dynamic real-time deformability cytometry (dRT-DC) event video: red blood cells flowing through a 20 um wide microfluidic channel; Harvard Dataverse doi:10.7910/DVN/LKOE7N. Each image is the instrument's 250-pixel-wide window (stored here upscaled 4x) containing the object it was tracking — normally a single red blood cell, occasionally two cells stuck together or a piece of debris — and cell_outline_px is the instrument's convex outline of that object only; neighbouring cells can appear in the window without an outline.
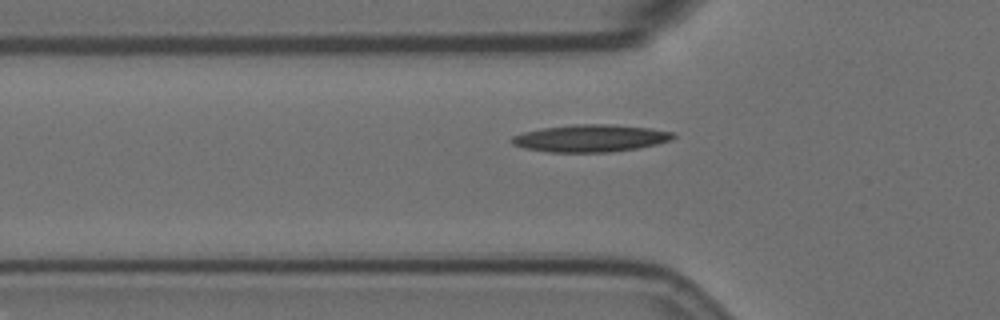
{"species": "Egyptian fruit bat (a non-hibernating species)", "species_latin": "Rousettus aegyptiacus", "temperature_condition": "room temperature", "stored_images_in_passage": 40, "camera_frame_rate_fps": 3000, "um_per_image_px": 0.085, "animal": {"sex": "female"}, "frame": {"image": 1, "passage_image": 2, "time_ms": 0.333, "image_size_px": [1000, 320], "cell_outline_px": [[676, 136], [672, 140], [656, 144], [636, 148], [608, 152], [548, 152], [524, 148], [512, 144], [508, 140], [512, 136], [524, 132], [544, 128], [572, 124], [608, 124], [648, 128], [672, 132]], "centroid_in_image_um": [50.15, 11.75], "position_along_channel_um": 75.7, "area_um2": 25.55}}
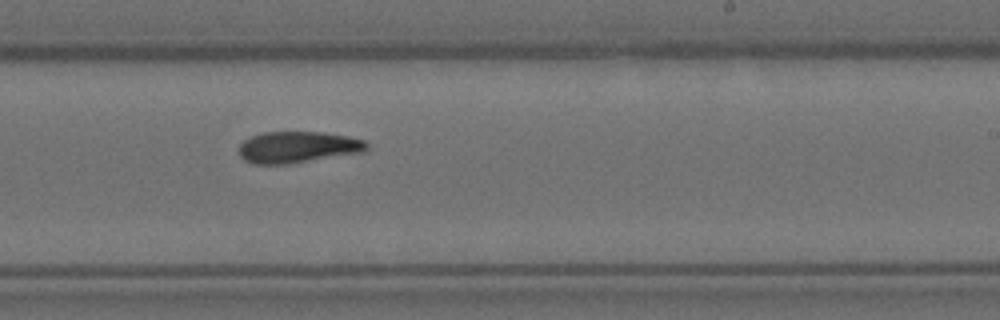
{"frame": {"image": 2, "passage_image": 18, "time_ms": 5.667, "image_size_px": [1000, 320], "cell_outline_px": [[368, 148], [364, 152], [288, 164], [252, 164], [244, 160], [240, 156], [240, 144], [244, 140], [252, 136], [264, 132], [320, 132], [348, 136], [364, 140], [368, 144]], "centroid_in_image_um": [25.31, 12.51], "position_along_channel_um": 263.7, "area_um2": 23.41}}
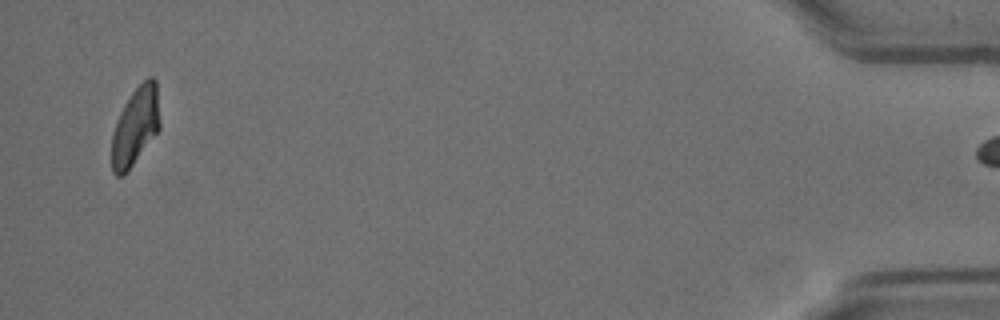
{"frame": {"image": 3, "passage_image": 39, "time_ms": 12.667, "image_size_px": [1000, 320], "cell_outline_px": [[160, 128], [128, 172], [124, 176], [116, 176], [112, 172], [112, 132], [120, 112], [124, 104], [132, 92], [148, 76], [152, 76], [156, 80], [160, 120]], "centroid_in_image_um": [11.51, 10.75], "position_along_channel_um": 423.7, "area_um2": 22.02}}